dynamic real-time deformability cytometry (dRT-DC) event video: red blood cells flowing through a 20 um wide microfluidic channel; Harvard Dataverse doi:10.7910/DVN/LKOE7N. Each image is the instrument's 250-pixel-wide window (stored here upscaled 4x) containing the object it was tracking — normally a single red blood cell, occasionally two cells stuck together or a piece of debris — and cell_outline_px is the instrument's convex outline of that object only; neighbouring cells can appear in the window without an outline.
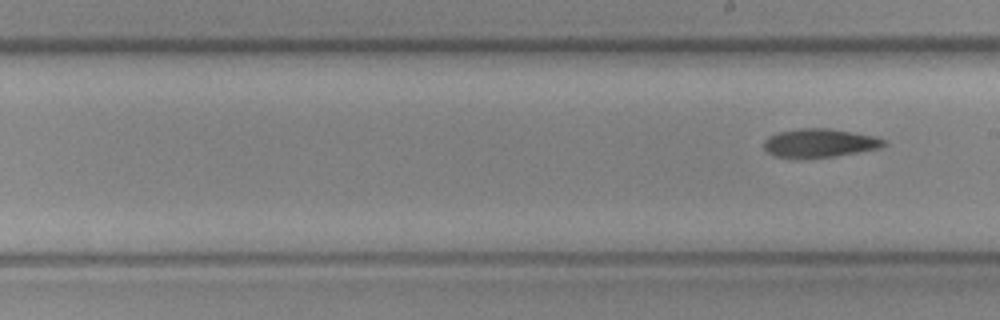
{"species": "common noctule bat (a hibernating species)", "species_latin": "Nyctalus noctula", "temperature_condition": "cold", "stored_images_in_passage": 9, "segment_of_instrument_passage": [2, 2], "camera_frame_rate_fps": 3000, "um_per_image_px": 0.085, "animal": {"sex": "female", "body_mass_g": 19.3, "forearm_length_mm": 54.1}, "frame": {"image": 1, "passage_image": 9, "time_ms": 2.667, "image_size_px": [1000, 320], "cell_outline_px": [[888, 144], [880, 148], [836, 156], [776, 156], [768, 152], [764, 148], [764, 140], [768, 136], [776, 132], [800, 128], [828, 128], [876, 136], [888, 140]], "centroid_in_image_um": [69.73, 12.12], "position_along_channel_um": 219.3, "area_um2": 19.71}}